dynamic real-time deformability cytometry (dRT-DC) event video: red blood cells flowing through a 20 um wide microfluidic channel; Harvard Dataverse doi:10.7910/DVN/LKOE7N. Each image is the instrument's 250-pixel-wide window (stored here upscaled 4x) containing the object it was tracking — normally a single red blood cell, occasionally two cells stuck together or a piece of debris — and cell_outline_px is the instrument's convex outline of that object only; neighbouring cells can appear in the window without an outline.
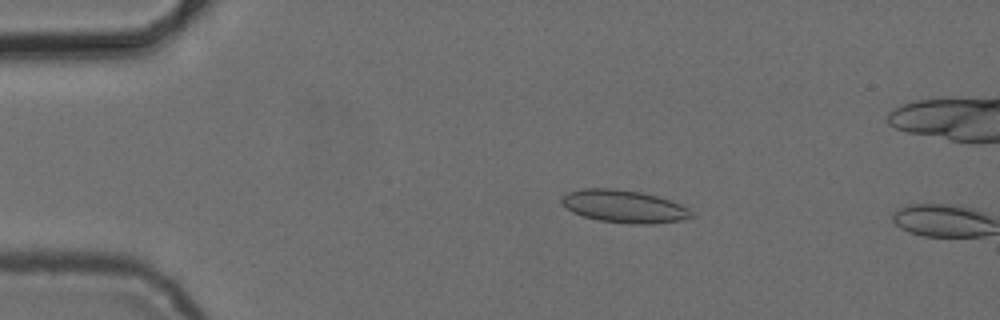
{"species": "common noctule bat (a hibernating species)", "species_latin": "Nyctalus noctula", "temperature_condition": "cold", "stored_images_in_passage": 3, "camera_frame_rate_fps": 3000, "um_per_image_px": 0.085, "animal": {"sex": "female", "body_mass_g": 24.6, "forearm_length_mm": 56.2}, "frame": {"image": 1, "passage_image": 2, "time_ms": 1.333, "image_size_px": [1000, 320], "cell_outline_px": [[692, 216], [680, 220], [652, 224], [628, 224], [600, 220], [584, 216], [572, 212], [560, 200], [568, 192], [584, 188], [616, 188], [640, 192], [656, 196], [680, 204], [688, 208], [692, 212]], "centroid_in_image_um": [53.03, 17.54], "position_along_channel_um": 32.0, "area_um2": 24.39}}